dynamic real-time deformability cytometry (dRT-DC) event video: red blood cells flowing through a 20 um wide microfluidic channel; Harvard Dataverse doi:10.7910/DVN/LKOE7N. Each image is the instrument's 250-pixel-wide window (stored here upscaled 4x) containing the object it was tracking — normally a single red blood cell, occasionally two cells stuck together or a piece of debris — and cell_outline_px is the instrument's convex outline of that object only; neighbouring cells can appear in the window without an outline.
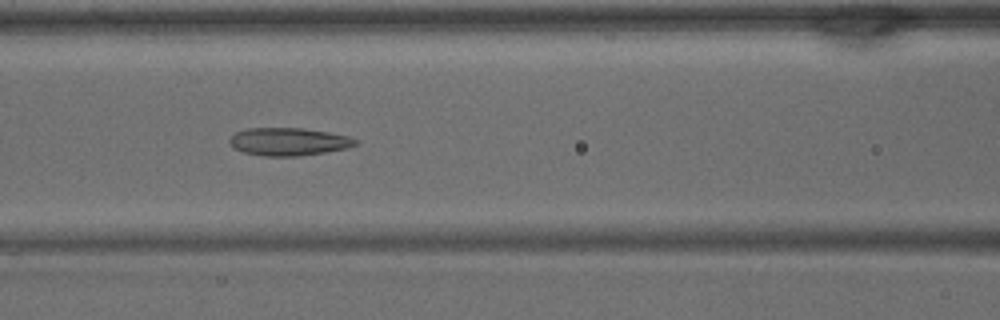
{"species": "common noctule bat (a hibernating species)", "species_latin": "Nyctalus noctula", "temperature_condition": "warm", "stored_images_in_passage": 35, "camera_frame_rate_fps": 3000, "um_per_image_px": 0.085, "animal": {"sex": "male", "body_mass_g": 15.6}, "frame": {"image": 1, "passage_image": 16, "time_ms": 5.0, "image_size_px": [1000, 320], "cell_outline_px": [[360, 140], [356, 144], [348, 148], [300, 156], [264, 156], [244, 152], [236, 148], [228, 140], [236, 132], [248, 128], [304, 128], [328, 132], [348, 136]], "centroid_in_image_um": [24.57, 12.04], "position_along_channel_um": 142.0, "area_um2": 20.29}}
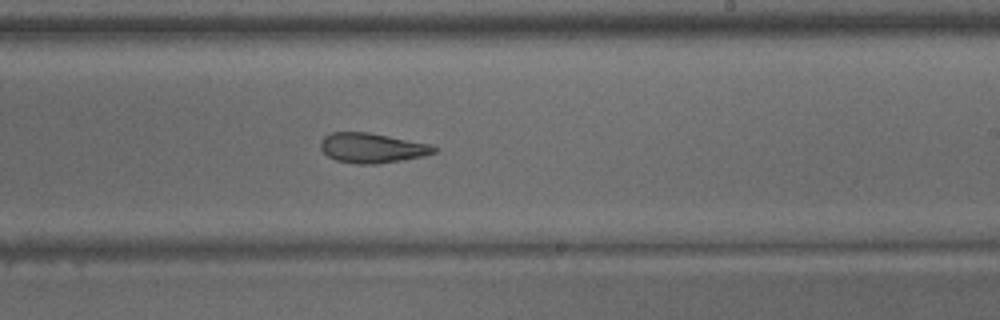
{"frame": {"image": 2, "passage_image": 23, "time_ms": 7.333, "image_size_px": [1000, 320], "cell_outline_px": [[440, 148], [436, 152], [424, 156], [376, 164], [356, 164], [336, 160], [328, 156], [320, 148], [320, 140], [324, 136], [332, 132], [368, 132], [428, 144]], "centroid_in_image_um": [31.6, 12.58], "position_along_channel_um": 257.4, "area_um2": 19.65}}
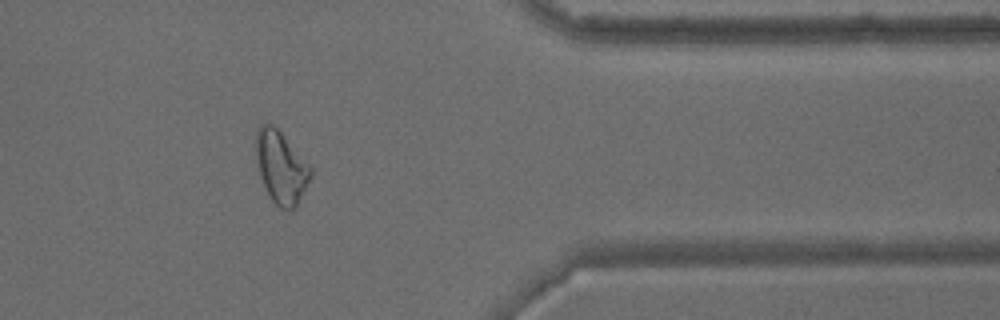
{"frame": {"image": 3, "passage_image": 32, "time_ms": 10.333, "image_size_px": [1000, 320], "cell_outline_px": [[312, 176], [296, 208], [292, 212], [280, 208], [272, 200], [260, 176], [256, 160], [256, 132], [260, 124], [272, 124], [280, 132], [312, 168]], "centroid_in_image_um": [23.9, 14.26], "position_along_channel_um": 387.5, "area_um2": 22.89}}